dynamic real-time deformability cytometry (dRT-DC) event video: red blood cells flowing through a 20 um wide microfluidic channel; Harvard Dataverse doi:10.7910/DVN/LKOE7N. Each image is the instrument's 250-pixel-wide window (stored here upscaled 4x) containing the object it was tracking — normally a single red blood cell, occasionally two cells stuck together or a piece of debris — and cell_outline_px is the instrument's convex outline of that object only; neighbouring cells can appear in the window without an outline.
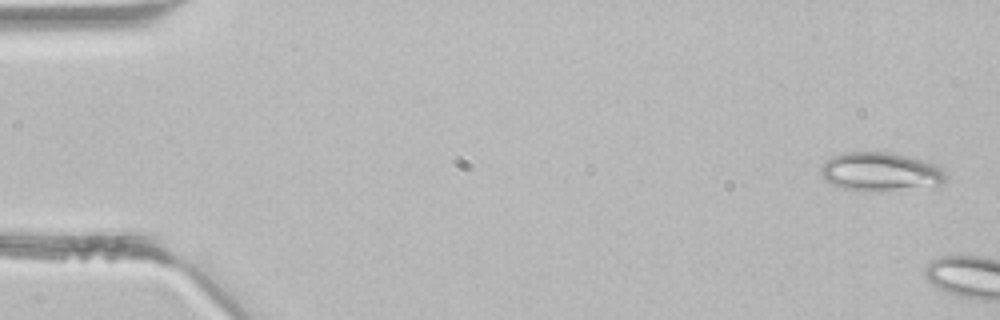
{"species": "common noctule bat (a hibernating species)", "species_latin": "Nyctalus noctula", "temperature_condition": "room temperature", "stored_images_in_passage": 5, "camera_frame_rate_fps": 3000, "um_per_image_px": 0.085, "animal": {"sex": "male", "body_mass_g": 21.5, "forearm_length_mm": 52.0}, "frame": {"image": 1, "passage_image": 1, "time_ms": 0.0, "image_size_px": [1000, 320], "cell_outline_px": [[944, 180], [940, 188], [872, 192], [844, 188], [832, 184], [824, 180], [820, 176], [820, 168], [824, 160], [832, 156], [844, 152], [888, 152], [924, 160], [936, 164], [944, 168]], "centroid_in_image_um": [74.88, 14.63], "position_along_channel_um": 10.1, "area_um2": 29.13}}